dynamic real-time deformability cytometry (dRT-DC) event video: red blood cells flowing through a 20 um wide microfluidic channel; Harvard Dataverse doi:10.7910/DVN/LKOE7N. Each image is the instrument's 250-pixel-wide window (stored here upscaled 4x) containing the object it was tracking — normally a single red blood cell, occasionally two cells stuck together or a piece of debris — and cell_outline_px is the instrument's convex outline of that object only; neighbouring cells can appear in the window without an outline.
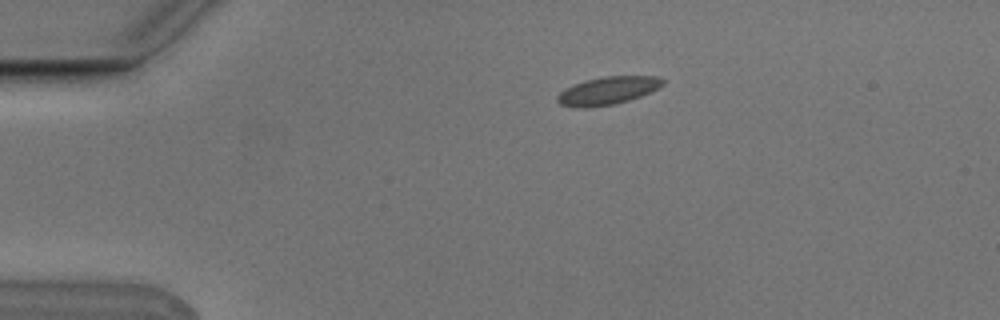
{"species": "Egyptian fruit bat (a non-hibernating species)", "species_latin": "Rousettus aegyptiacus", "temperature_condition": "cold", "stored_images_in_passage": 5, "camera_frame_rate_fps": 3000, "um_per_image_px": 0.085, "animal": {"sex": "male"}, "frame": {"image": 1, "passage_image": 1, "time_ms": 0.0, "image_size_px": [1000, 320], "cell_outline_px": [[664, 84], [640, 96], [616, 104], [588, 108], [580, 108], [560, 104], [556, 100], [556, 96], [560, 92], [584, 80], [604, 76], [656, 76], [664, 80]], "centroid_in_image_um": [51.63, 7.71], "position_along_channel_um": 33.4, "area_um2": 16.94}}
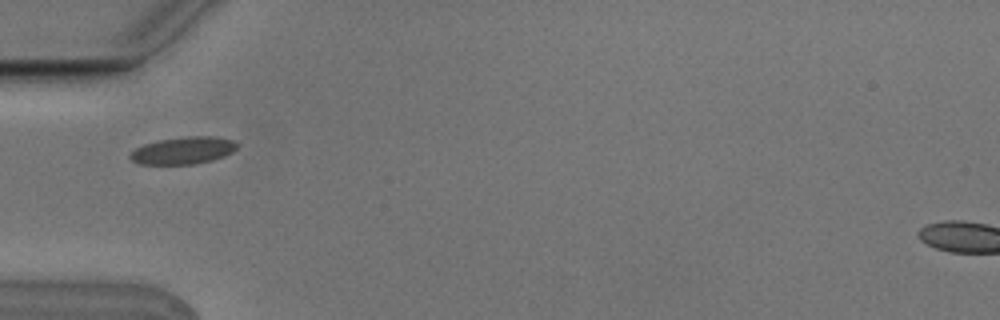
{"frame": {"image": 2, "passage_image": 3, "time_ms": 0.667, "image_size_px": [1000, 320], "cell_outline_px": [[240, 144], [232, 152], [224, 156], [212, 160], [196, 164], [140, 164], [132, 160], [128, 156], [136, 148], [144, 144], [160, 140], [188, 136], [216, 136], [232, 140]], "centroid_in_image_um": [15.6, 12.79], "position_along_channel_um": 69.4, "area_um2": 16.94}}
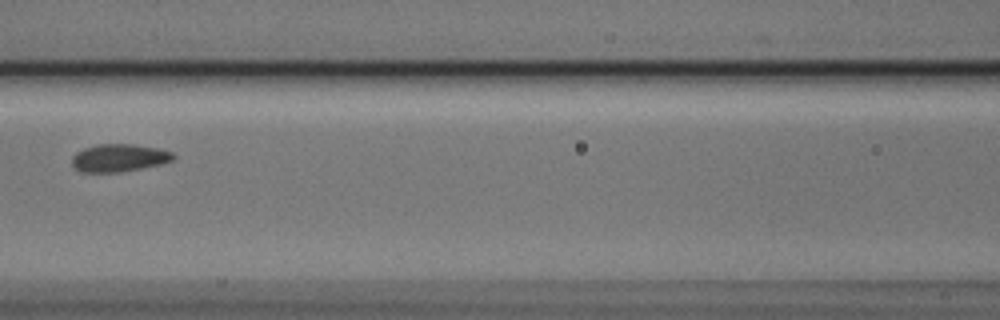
{"frame": {"image": 3, "passage_image": 5, "time_ms": 1.333, "image_size_px": [1000, 320], "cell_outline_px": [[176, 156], [172, 160], [160, 164], [140, 168], [116, 172], [80, 172], [72, 164], [72, 156], [76, 152], [84, 148], [96, 144], [132, 144], [160, 148], [172, 152]], "centroid_in_image_um": [10.11, 13.4], "position_along_channel_um": 156.5, "area_um2": 16.3}}